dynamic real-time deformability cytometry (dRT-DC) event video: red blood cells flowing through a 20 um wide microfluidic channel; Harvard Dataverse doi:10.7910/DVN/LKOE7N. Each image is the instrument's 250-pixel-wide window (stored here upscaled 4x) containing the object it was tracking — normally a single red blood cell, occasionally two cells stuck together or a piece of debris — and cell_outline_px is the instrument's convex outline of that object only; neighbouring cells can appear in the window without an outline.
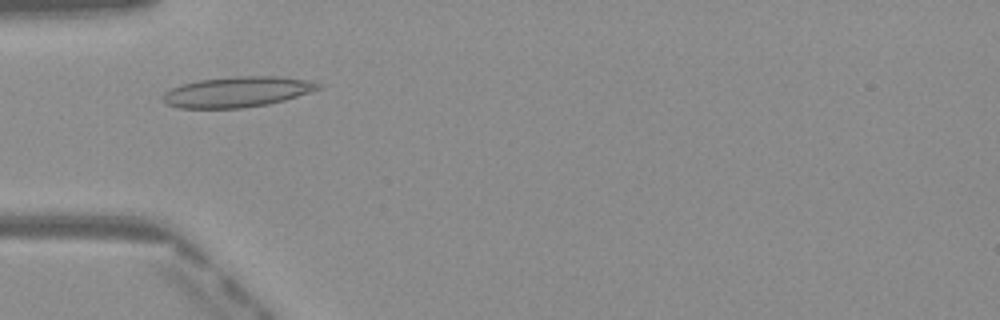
{"species": "Egyptian fruit bat (a non-hibernating species)", "species_latin": "Rousettus aegyptiacus", "temperature_condition": "warm", "stored_images_in_passage": 38, "camera_frame_rate_fps": 3000, "um_per_image_px": 0.085, "frame": {"image": 1, "passage_image": 4, "time_ms": 1.0, "image_size_px": [1000, 320], "cell_outline_px": [[324, 88], [284, 100], [268, 104], [240, 108], [180, 108], [164, 104], [160, 100], [160, 96], [164, 92], [180, 84], [200, 80], [236, 76], [276, 76], [312, 80], [320, 84]], "centroid_in_image_um": [20.14, 7.81], "position_along_channel_um": 64.9, "area_um2": 27.92}}
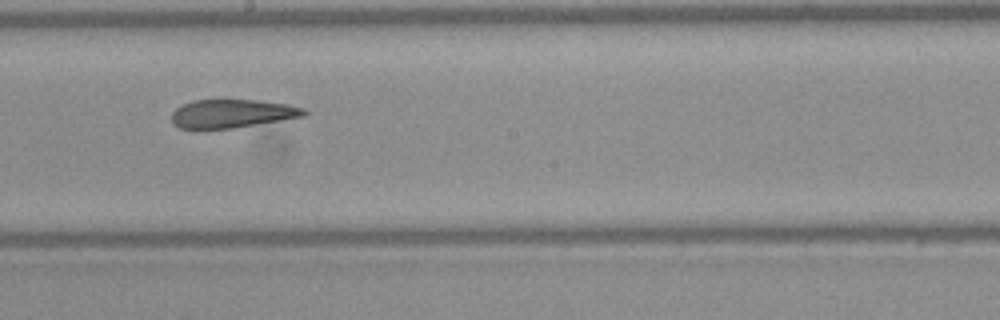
{"frame": {"image": 2, "passage_image": 16, "time_ms": 5.0, "image_size_px": [1000, 320], "cell_outline_px": [[308, 112], [304, 116], [232, 128], [180, 128], [172, 124], [172, 112], [176, 108], [192, 100], [260, 100], [288, 104], [304, 108]], "centroid_in_image_um": [19.73, 9.64], "position_along_channel_um": 228.5, "area_um2": 21.73}}
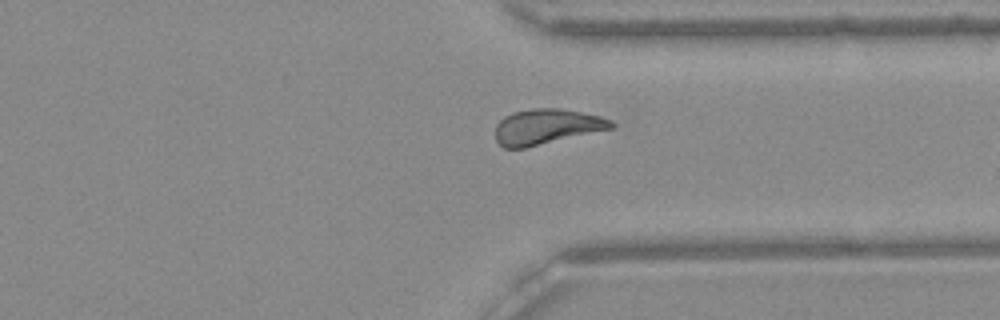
{"frame": {"image": 3, "passage_image": 26, "time_ms": 8.333, "image_size_px": [1000, 320], "cell_outline_px": [[616, 128], [524, 148], [504, 148], [496, 140], [496, 124], [504, 116], [512, 112], [532, 108], [560, 108], [600, 116], [612, 120], [616, 124]], "centroid_in_image_um": [46.49, 10.76], "position_along_channel_um": 364.9, "area_um2": 24.04}, "authors_computed_cell_mechanics": {"area_um2": 23.7558, "velocity_mm_per_s": 4.0983, "shape_relaxation_time_tau1_ms": null, "shape_relaxation_time_tau2_ms": 3.1849, "deformation_change_tau1": null, "deformation_change_tau2": 0.0985}}